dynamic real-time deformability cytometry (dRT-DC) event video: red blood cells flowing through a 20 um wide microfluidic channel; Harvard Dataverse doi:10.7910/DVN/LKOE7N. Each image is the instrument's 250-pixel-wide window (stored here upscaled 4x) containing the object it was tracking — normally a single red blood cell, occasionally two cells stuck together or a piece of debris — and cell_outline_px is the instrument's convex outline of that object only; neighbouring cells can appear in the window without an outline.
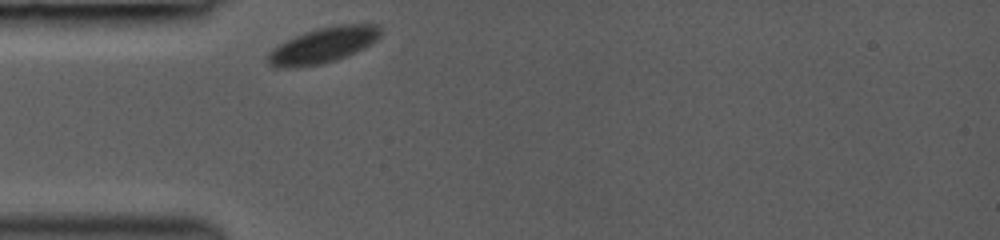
{"species": "common noctule bat (a hibernating species)", "species_latin": "Nyctalus noctula", "temperature_condition": "room temperature", "stored_images_in_passage": 9, "camera_frame_rate_fps": 3000, "um_per_image_px": 0.085, "animal": {"sex": "female", "body_mass_g": 19.0, "forearm_length_mm": 53.3}, "frame": {"image": 1, "passage_image": 1, "time_ms": 0.0, "image_size_px": [1000, 240], "cell_outline_px": [[380, 36], [372, 44], [348, 56], [336, 60], [320, 64], [300, 68], [276, 68], [268, 64], [268, 52], [272, 48], [304, 32], [316, 28], [344, 24], [376, 24], [380, 28]], "centroid_in_image_um": [27.45, 3.86], "position_along_channel_um": 57.5, "area_um2": 23.47}}
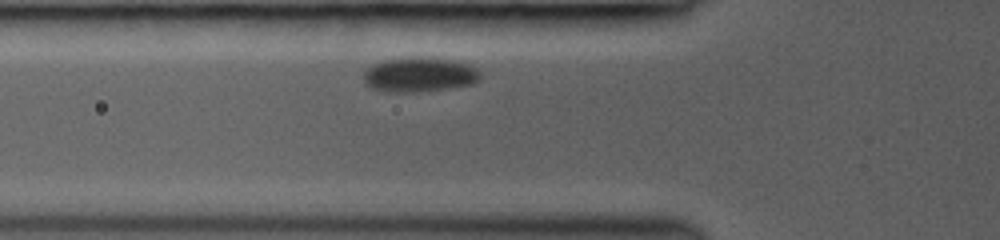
{"frame": {"image": 2, "passage_image": 6, "time_ms": 1.0, "image_size_px": [1000, 240], "cell_outline_px": [[480, 80], [472, 84], [448, 88], [416, 92], [392, 92], [368, 88], [364, 84], [364, 72], [372, 64], [384, 60], [452, 60], [468, 64], [476, 68], [480, 72]], "centroid_in_image_um": [35.63, 6.4], "position_along_channel_um": 90.2, "area_um2": 22.72}}